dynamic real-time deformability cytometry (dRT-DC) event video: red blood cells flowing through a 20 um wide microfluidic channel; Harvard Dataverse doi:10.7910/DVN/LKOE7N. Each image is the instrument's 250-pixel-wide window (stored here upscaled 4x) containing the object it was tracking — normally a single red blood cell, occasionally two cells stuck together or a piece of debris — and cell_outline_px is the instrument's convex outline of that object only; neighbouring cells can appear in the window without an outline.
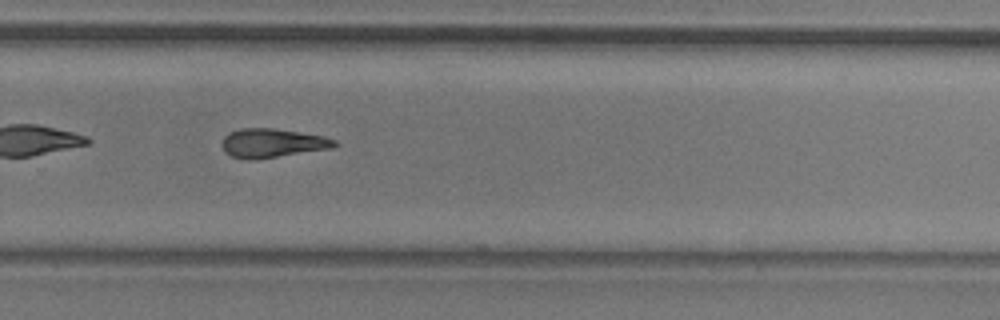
{"species": "common noctule bat (a hibernating species)", "species_latin": "Nyctalus noctula", "temperature_condition": "room temperature", "stored_images_in_passage": 34, "camera_frame_rate_fps": 3000, "um_per_image_px": 0.085, "animal": {"sex": "male", "body_mass_g": 20.5, "forearm_length_mm": 52.5}, "frame": {"image": 1, "passage_image": 20, "time_ms": 6.333, "image_size_px": [1000, 320], "cell_outline_px": [[340, 144], [332, 148], [256, 160], [244, 160], [232, 156], [224, 152], [220, 144], [224, 136], [228, 132], [240, 128], [272, 128], [324, 136], [336, 140]], "centroid_in_image_um": [23.11, 12.17], "position_along_channel_um": 306.7, "area_um2": 19.31}, "authors_computed_cell_mechanics": {"area_um2": 19.074, "velocity_mm_per_s": 3.8125, "shape_relaxation_time_tau1_ms": 7.5476, "shape_relaxation_time_tau2_ms": null, "deformation_change_tau1": 0.1683, "deformation_change_tau2": null}}